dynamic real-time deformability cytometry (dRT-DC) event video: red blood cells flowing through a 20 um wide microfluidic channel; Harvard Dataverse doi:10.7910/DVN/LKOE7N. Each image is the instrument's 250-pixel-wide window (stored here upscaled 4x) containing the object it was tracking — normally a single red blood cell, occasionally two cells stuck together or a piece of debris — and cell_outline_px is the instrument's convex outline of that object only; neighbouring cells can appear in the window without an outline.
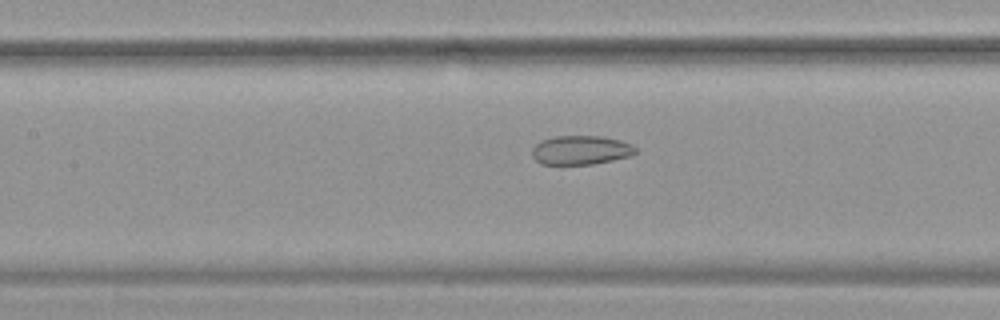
{"species": "common noctule bat (a hibernating species)", "species_latin": "Nyctalus noctula", "temperature_condition": "warm", "stored_images_in_passage": 55, "camera_frame_rate_fps": 3000, "um_per_image_px": 0.085, "animal": {"sex": "female", "body_mass_g": 19.9}, "frame": {"image": 1, "passage_image": 26, "time_ms": 8.333, "image_size_px": [1000, 320], "cell_outline_px": [[636, 152], [628, 156], [612, 160], [592, 164], [540, 164], [532, 156], [532, 148], [540, 140], [556, 136], [604, 136], [620, 140], [632, 144], [636, 148]], "centroid_in_image_um": [49.35, 12.75], "position_along_channel_um": 158.1, "area_um2": 17.51}}
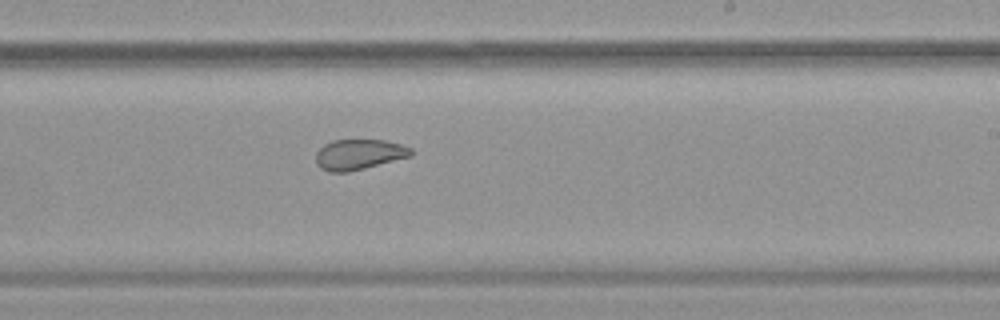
{"frame": {"image": 2, "passage_image": 34, "time_ms": 11.0, "image_size_px": [1000, 320], "cell_outline_px": [[412, 156], [348, 172], [328, 172], [320, 168], [316, 164], [316, 152], [324, 144], [332, 140], [388, 140], [412, 148]], "centroid_in_image_um": [30.5, 13.12], "position_along_channel_um": 258.5, "area_um2": 16.94}}
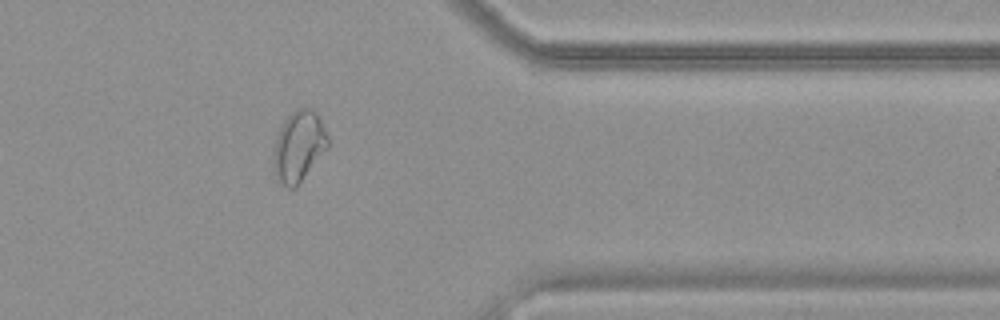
{"frame": {"image": 3, "passage_image": 45, "time_ms": 14.667, "image_size_px": [1000, 320], "cell_outline_px": [[328, 148], [296, 188], [288, 188], [276, 180], [272, 156], [276, 136], [284, 120], [292, 112], [300, 108], [312, 108], [316, 112], [324, 124], [328, 136]], "centroid_in_image_um": [25.39, 12.45], "position_along_channel_um": 386.0, "area_um2": 22.72}, "authors_computed_cell_mechanics": {"area_um2": 23.3512, "velocity_mm_per_s": 3.7918, "shape_relaxation_time_tau1_ms": null, "shape_relaxation_time_tau2_ms": 1.474, "deformation_change_tau1": null, "deformation_change_tau2": 0.0643}}